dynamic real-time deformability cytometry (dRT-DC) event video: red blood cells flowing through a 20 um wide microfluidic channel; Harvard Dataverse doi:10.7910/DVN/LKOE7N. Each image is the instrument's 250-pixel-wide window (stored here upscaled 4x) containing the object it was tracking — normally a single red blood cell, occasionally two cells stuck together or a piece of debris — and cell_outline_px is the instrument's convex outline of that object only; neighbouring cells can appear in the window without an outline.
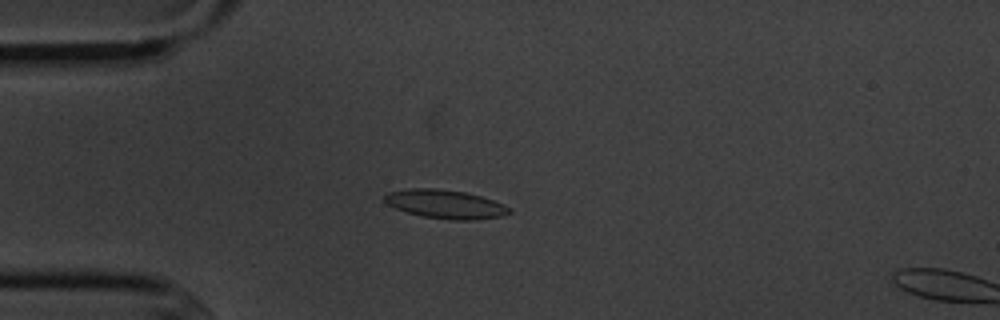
{"species": "common noctule bat (a hibernating species)", "species_latin": "Nyctalus noctula", "temperature_condition": "cold", "stored_images_in_passage": 5, "camera_frame_rate_fps": 3000, "um_per_image_px": 0.085, "animal": {"sex": "male", "body_mass_g": 20.1, "forearm_length_mm": 53.5}, "frame": {"image": 1, "passage_image": 5, "time_ms": 4.667, "image_size_px": [1000, 320], "cell_outline_px": [[512, 212], [500, 216], [472, 220], [448, 220], [424, 216], [408, 212], [396, 208], [388, 204], [384, 200], [384, 196], [388, 192], [412, 188], [436, 188], [464, 192], [480, 196], [504, 204], [512, 208]], "centroid_in_image_um": [37.88, 17.35], "position_along_channel_um": 47.1, "area_um2": 20.69}}